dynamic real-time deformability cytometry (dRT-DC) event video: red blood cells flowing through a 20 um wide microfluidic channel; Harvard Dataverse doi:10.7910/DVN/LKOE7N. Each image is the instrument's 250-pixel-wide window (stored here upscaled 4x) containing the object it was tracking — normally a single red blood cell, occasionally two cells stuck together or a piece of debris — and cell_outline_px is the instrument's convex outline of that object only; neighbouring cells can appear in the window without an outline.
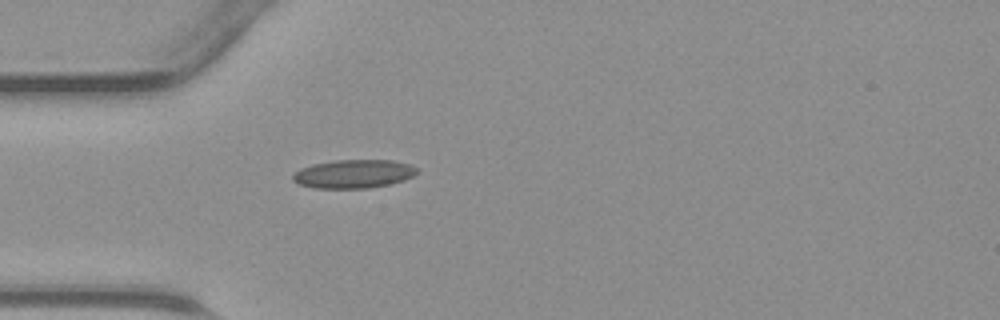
{"species": "common noctule bat (a hibernating species)", "species_latin": "Nyctalus noctula", "temperature_condition": "warm", "stored_images_in_passage": 33, "camera_frame_rate_fps": 3000, "um_per_image_px": 0.085, "animal": {"sex": "male", "body_mass_g": 23.1, "forearm_length_mm": 52.7}, "frame": {"image": 1, "passage_image": 1, "time_ms": 0.0, "image_size_px": [1000, 320], "cell_outline_px": [[416, 172], [412, 176], [404, 180], [388, 184], [368, 188], [312, 188], [300, 184], [292, 180], [292, 176], [300, 168], [312, 164], [336, 160], [392, 160], [408, 164], [416, 168]], "centroid_in_image_um": [30.01, 14.78], "position_along_channel_um": 55.0, "area_um2": 20.46}}
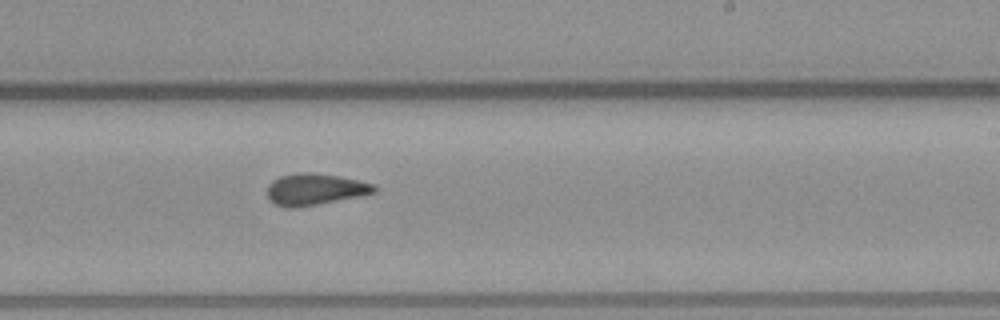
{"frame": {"image": 2, "passage_image": 15, "time_ms": 4.667, "image_size_px": [1000, 320], "cell_outline_px": [[376, 192], [316, 204], [292, 208], [288, 208], [276, 204], [268, 196], [268, 184], [272, 180], [280, 176], [304, 172], [308, 172], [340, 176], [376, 184]], "centroid_in_image_um": [26.77, 16.07], "position_along_channel_um": 262.2, "area_um2": 19.25}}
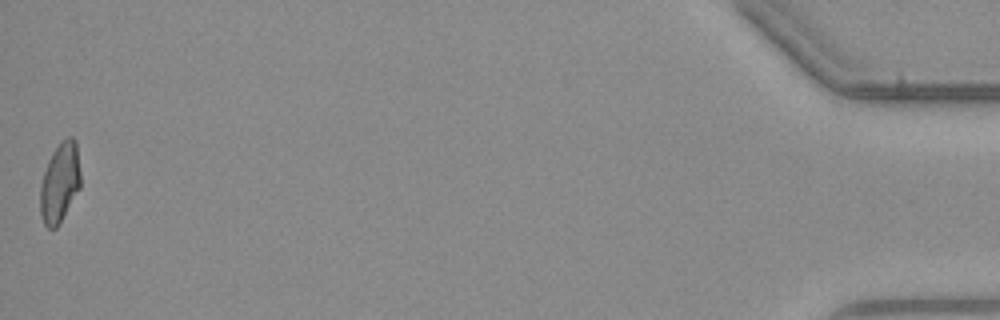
{"frame": {"image": 3, "passage_image": 33, "time_ms": 10.667, "image_size_px": [1000, 320], "cell_outline_px": [[80, 188], [56, 228], [48, 228], [44, 224], [40, 216], [40, 188], [44, 172], [48, 160], [52, 152], [68, 136], [72, 136], [76, 140], [80, 172]], "centroid_in_image_um": [5.08, 15.52], "position_along_channel_um": 430.1, "area_um2": 18.55}}